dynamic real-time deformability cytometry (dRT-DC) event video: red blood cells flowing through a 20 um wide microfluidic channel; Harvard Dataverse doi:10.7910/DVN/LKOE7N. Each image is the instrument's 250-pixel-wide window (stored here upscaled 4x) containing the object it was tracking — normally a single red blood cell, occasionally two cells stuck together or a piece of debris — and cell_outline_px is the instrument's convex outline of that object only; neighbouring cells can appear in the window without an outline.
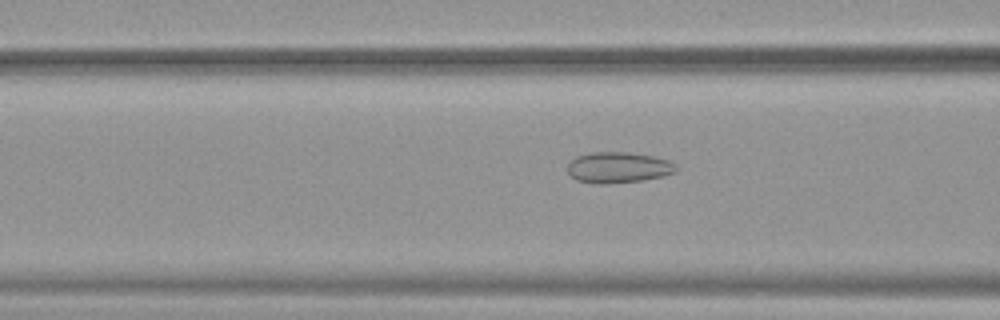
{"species": "common noctule bat (a hibernating species)", "species_latin": "Nyctalus noctula", "temperature_condition": "warm", "stored_images_in_passage": 52, "camera_frame_rate_fps": 3000, "um_per_image_px": 0.085, "animal": {"sex": "female", "body_mass_g": 19.9}, "frame": {"image": 1, "passage_image": 21, "time_ms": 6.667, "image_size_px": [1000, 320], "cell_outline_px": [[676, 172], [664, 176], [644, 180], [604, 184], [592, 184], [576, 180], [568, 172], [568, 164], [576, 156], [592, 152], [628, 152], [652, 156], [668, 160], [676, 164]], "centroid_in_image_um": [52.55, 14.24], "position_along_channel_um": 114.0, "area_um2": 19.65}}
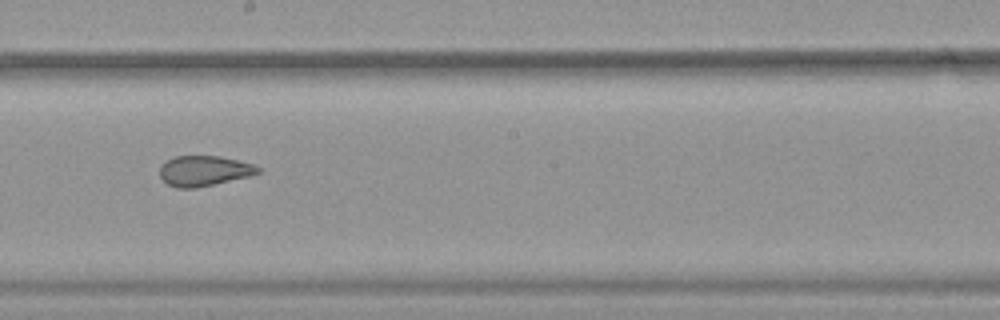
{"frame": {"image": 2, "passage_image": 30, "time_ms": 9.667, "image_size_px": [1000, 320], "cell_outline_px": [[260, 172], [252, 176], [196, 188], [176, 188], [168, 184], [160, 176], [160, 164], [176, 156], [220, 156], [252, 164], [260, 168]], "centroid_in_image_um": [17.35, 14.53], "position_along_channel_um": 230.9, "area_um2": 17.34}}
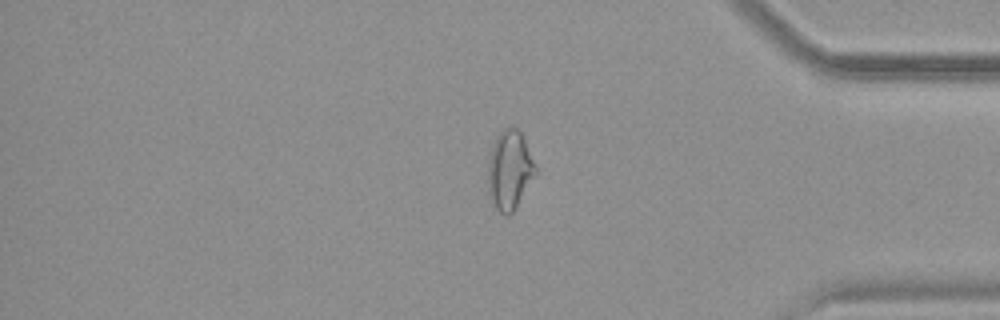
{"frame": {"image": 3, "passage_image": 44, "time_ms": 14.333, "image_size_px": [1000, 320], "cell_outline_px": [[536, 176], [512, 212], [508, 216], [504, 216], [496, 208], [488, 196], [488, 156], [492, 144], [496, 136], [504, 128], [516, 128], [520, 132], [536, 164]], "centroid_in_image_um": [43.3, 14.47], "position_along_channel_um": 391.9, "area_um2": 22.02}, "authors_computed_cell_mechanics": {"area_um2": 22.253, "velocity_mm_per_s": 3.9061, "shape_relaxation_time_tau1_ms": null, "shape_relaxation_time_tau2_ms": 1.8792, "deformation_change_tau1": null, "deformation_change_tau2": 0.0902}}